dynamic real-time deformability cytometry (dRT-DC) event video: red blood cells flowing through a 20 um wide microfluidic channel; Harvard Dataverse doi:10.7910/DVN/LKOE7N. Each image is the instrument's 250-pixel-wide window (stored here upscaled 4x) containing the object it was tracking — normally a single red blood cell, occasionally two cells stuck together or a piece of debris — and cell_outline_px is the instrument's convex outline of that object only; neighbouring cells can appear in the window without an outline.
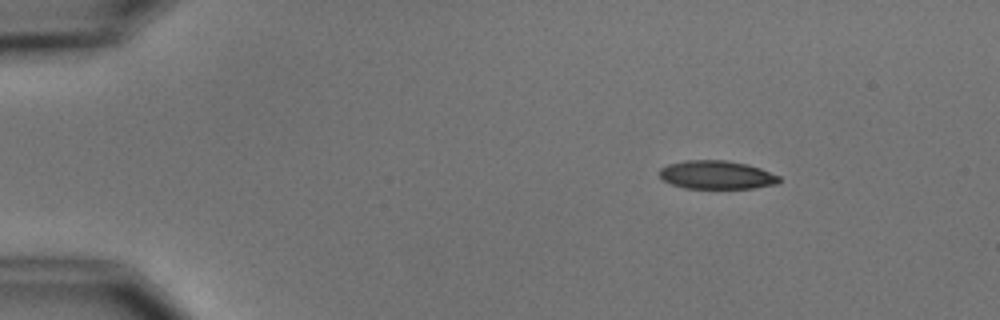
{"species": "common noctule bat (a hibernating species)", "species_latin": "Nyctalus noctula", "temperature_condition": "cold", "stored_images_in_passage": 6, "camera_frame_rate_fps": 3000, "um_per_image_px": 0.085, "animal": {"sex": "male", "body_mass_g": 15.6}, "frame": {"image": 1, "passage_image": 1, "time_ms": 0.0, "image_size_px": [1000, 320], "cell_outline_px": [[780, 180], [776, 184], [752, 188], [684, 188], [672, 184], [664, 180], [660, 176], [660, 168], [668, 164], [684, 160], [728, 160], [748, 164], [760, 168], [780, 176]], "centroid_in_image_um": [60.91, 14.85], "position_along_channel_um": 24.1, "area_um2": 19.83}}
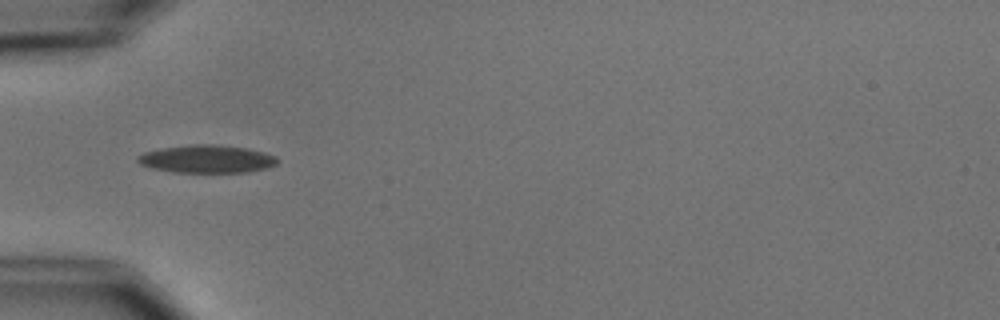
{"frame": {"image": 2, "passage_image": 4, "time_ms": 3.333, "image_size_px": [1000, 320], "cell_outline_px": [[280, 160], [276, 164], [268, 168], [248, 172], [172, 172], [152, 168], [140, 164], [136, 160], [136, 156], [144, 152], [164, 148], [196, 144], [212, 144], [248, 148], [264, 152], [276, 156]], "centroid_in_image_um": [17.61, 13.52], "position_along_channel_um": 67.4, "area_um2": 22.72}}
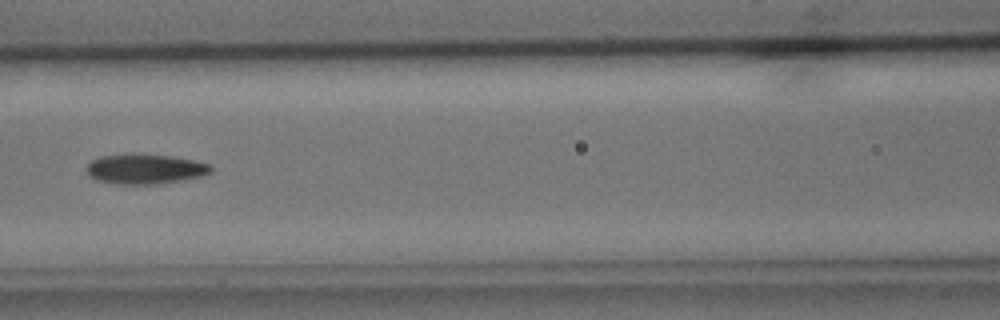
{"frame": {"image": 3, "passage_image": 6, "time_ms": 5.667, "image_size_px": [1000, 320], "cell_outline_px": [[212, 172], [204, 176], [184, 180], [156, 184], [116, 184], [96, 180], [88, 176], [84, 168], [92, 160], [100, 156], [132, 152], [168, 156], [192, 160], [212, 164]], "centroid_in_image_um": [12.3, 14.35], "position_along_channel_um": 154.3, "area_um2": 22.25}}